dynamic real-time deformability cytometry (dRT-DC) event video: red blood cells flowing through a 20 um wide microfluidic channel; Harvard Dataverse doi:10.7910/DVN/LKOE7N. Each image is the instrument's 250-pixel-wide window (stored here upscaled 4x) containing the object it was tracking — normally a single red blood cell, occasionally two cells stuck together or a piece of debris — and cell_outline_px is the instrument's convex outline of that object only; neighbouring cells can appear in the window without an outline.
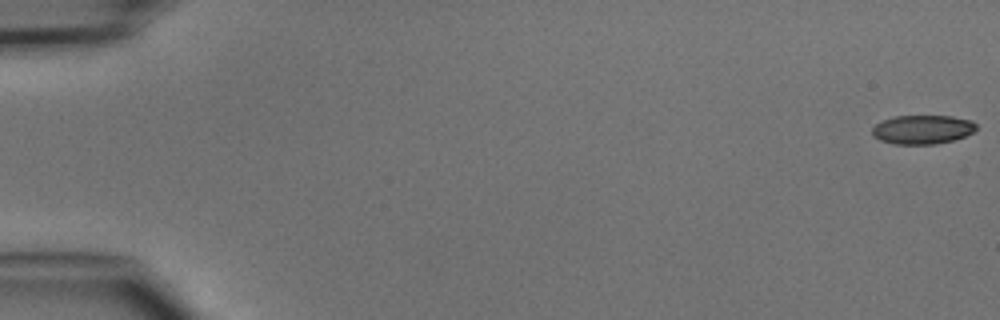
{"species": "common noctule bat (a hibernating species)", "species_latin": "Nyctalus noctula", "temperature_condition": "cold", "stored_images_in_passage": 48, "camera_frame_rate_fps": 3000, "um_per_image_px": 0.085, "animal": {"sex": "male", "body_mass_g": 15.6}, "frame": {"image": 1, "passage_image": 1, "time_ms": 0.0, "image_size_px": [1000, 320], "cell_outline_px": [[976, 128], [972, 132], [956, 140], [936, 144], [892, 144], [880, 140], [872, 136], [872, 128], [876, 124], [884, 120], [896, 116], [952, 116], [972, 120], [976, 124]], "centroid_in_image_um": [78.41, 11.01], "position_along_channel_um": 6.6, "area_um2": 17.63}}
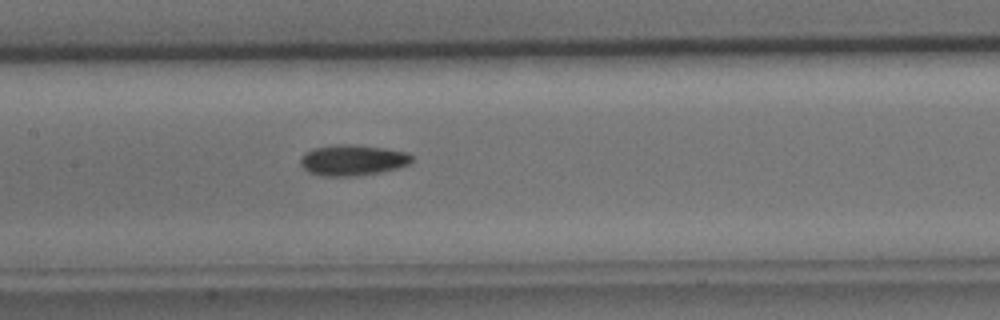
{"frame": {"image": 2, "passage_image": 24, "time_ms": 7.667, "image_size_px": [1000, 320], "cell_outline_px": [[412, 160], [408, 164], [396, 168], [380, 172], [352, 176], [324, 176], [308, 172], [300, 164], [300, 156], [304, 152], [316, 148], [336, 144], [356, 144], [384, 148], [408, 152], [412, 156]], "centroid_in_image_um": [29.95, 13.6], "position_along_channel_um": 177.5, "area_um2": 20.0}}
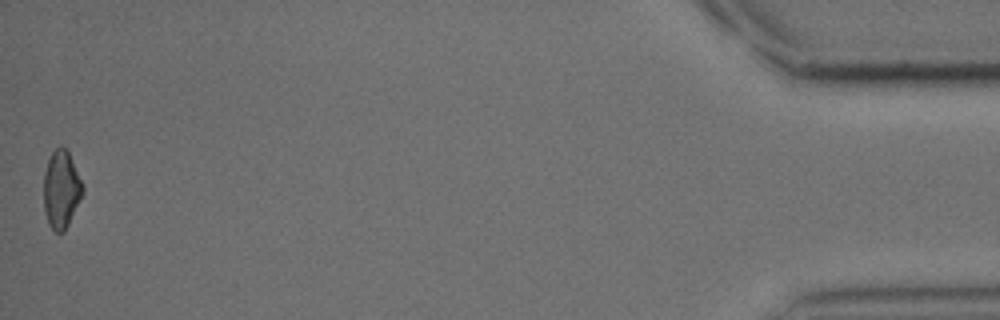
{"frame": {"image": 3, "passage_image": 48, "time_ms": 15.667, "image_size_px": [1000, 320], "cell_outline_px": [[84, 192], [64, 232], [56, 232], [48, 224], [44, 212], [44, 172], [48, 160], [52, 152], [60, 144], [68, 148], [84, 184]], "centroid_in_image_um": [5.22, 16.04], "position_along_channel_um": 430.0, "area_um2": 18.03}}